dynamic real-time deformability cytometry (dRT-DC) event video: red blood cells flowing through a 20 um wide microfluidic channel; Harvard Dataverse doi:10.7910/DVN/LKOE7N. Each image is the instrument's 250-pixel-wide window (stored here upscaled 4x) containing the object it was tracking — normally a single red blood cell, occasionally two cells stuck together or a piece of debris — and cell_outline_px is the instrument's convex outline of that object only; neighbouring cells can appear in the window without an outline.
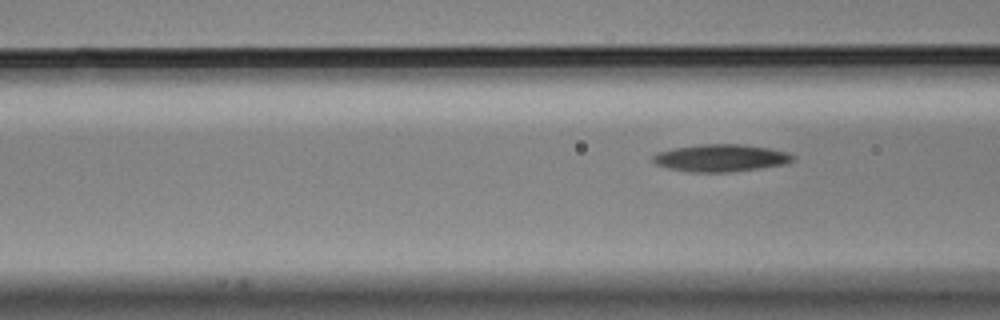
{"species": "Egyptian fruit bat (a non-hibernating species)", "species_latin": "Rousettus aegyptiacus", "temperature_condition": "cold", "stored_images_in_passage": 7, "segment_of_instrument_passage": [2, 2], "camera_frame_rate_fps": 3000, "um_per_image_px": 0.085, "animal": {"sex": "male"}, "frame": {"image": 1, "passage_image": 7, "time_ms": 2.0, "image_size_px": [1000, 320], "cell_outline_px": [[796, 160], [788, 164], [732, 172], [688, 172], [668, 168], [656, 164], [652, 160], [652, 156], [656, 152], [676, 148], [700, 144], [740, 144], [768, 148], [788, 152], [796, 156]], "centroid_in_image_um": [61.31, 13.43], "position_along_channel_um": 105.3, "area_um2": 22.48}}